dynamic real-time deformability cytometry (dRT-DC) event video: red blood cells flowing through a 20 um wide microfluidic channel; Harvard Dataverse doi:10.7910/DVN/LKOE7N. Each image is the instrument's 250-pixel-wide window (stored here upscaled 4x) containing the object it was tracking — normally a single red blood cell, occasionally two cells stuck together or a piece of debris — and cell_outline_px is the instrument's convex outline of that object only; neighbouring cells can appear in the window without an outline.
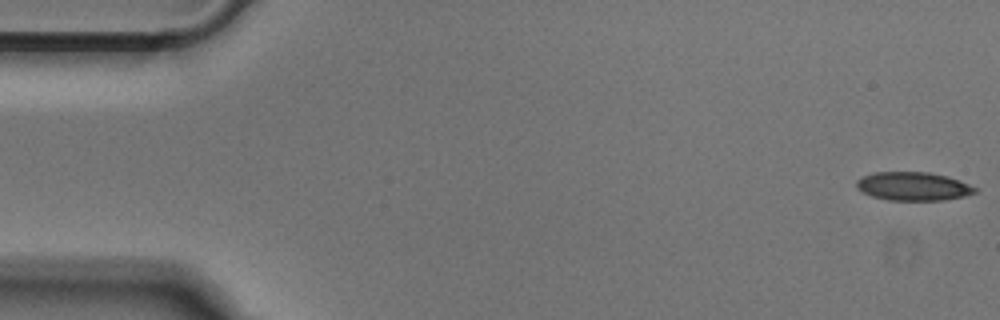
{"species": "Egyptian fruit bat (a non-hibernating species)", "species_latin": "Rousettus aegyptiacus", "temperature_condition": "cold", "stored_images_in_passage": 45, "camera_frame_rate_fps": 3000, "um_per_image_px": 0.085, "animal": {"sex": "male"}, "frame": {"image": 1, "passage_image": 1, "time_ms": 0.0, "image_size_px": [1000, 320], "cell_outline_px": [[980, 188], [976, 192], [964, 196], [944, 200], [888, 200], [872, 196], [856, 188], [856, 180], [872, 172], [928, 172], [948, 176]], "centroid_in_image_um": [77.64, 15.83], "position_along_channel_um": 7.4, "area_um2": 19.77}}
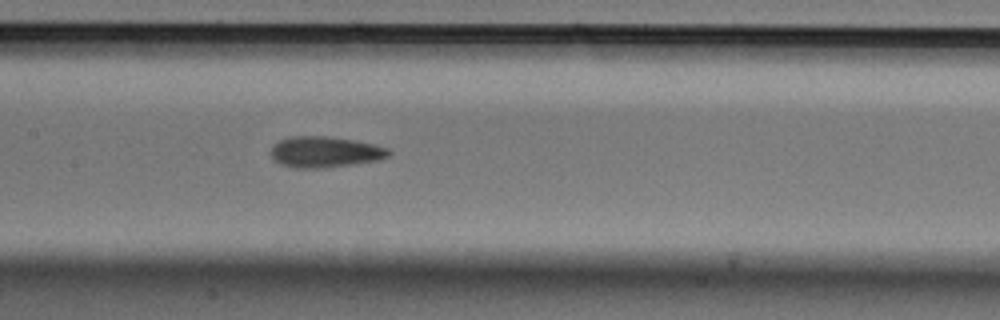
{"frame": {"image": 2, "passage_image": 24, "time_ms": 7.667, "image_size_px": [1000, 320], "cell_outline_px": [[392, 152], [388, 156], [380, 160], [324, 168], [292, 168], [280, 164], [272, 160], [268, 152], [272, 144], [288, 136], [328, 136], [352, 140], [372, 144], [388, 148]], "centroid_in_image_um": [27.54, 12.92], "position_along_channel_um": 179.9, "area_um2": 21.62}}
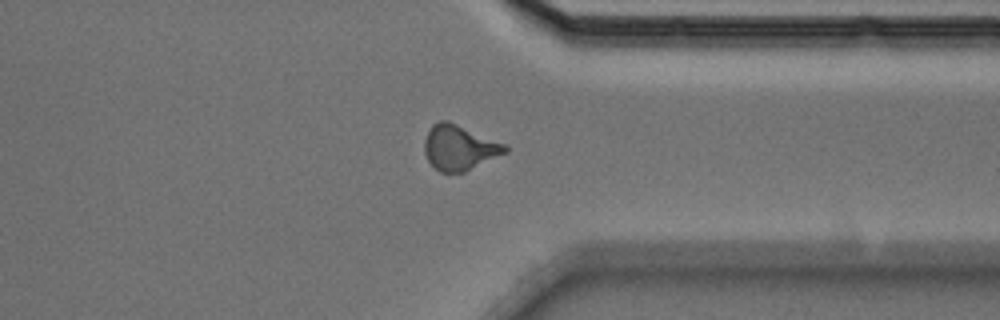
{"frame": {"image": 3, "passage_image": 39, "time_ms": 12.667, "image_size_px": [1000, 320], "cell_outline_px": [[508, 152], [464, 172], [440, 172], [428, 160], [424, 152], [424, 140], [432, 124], [440, 120], [448, 120], [508, 144]], "centroid_in_image_um": [39.08, 12.52], "position_along_channel_um": 372.3, "area_um2": 21.39}}